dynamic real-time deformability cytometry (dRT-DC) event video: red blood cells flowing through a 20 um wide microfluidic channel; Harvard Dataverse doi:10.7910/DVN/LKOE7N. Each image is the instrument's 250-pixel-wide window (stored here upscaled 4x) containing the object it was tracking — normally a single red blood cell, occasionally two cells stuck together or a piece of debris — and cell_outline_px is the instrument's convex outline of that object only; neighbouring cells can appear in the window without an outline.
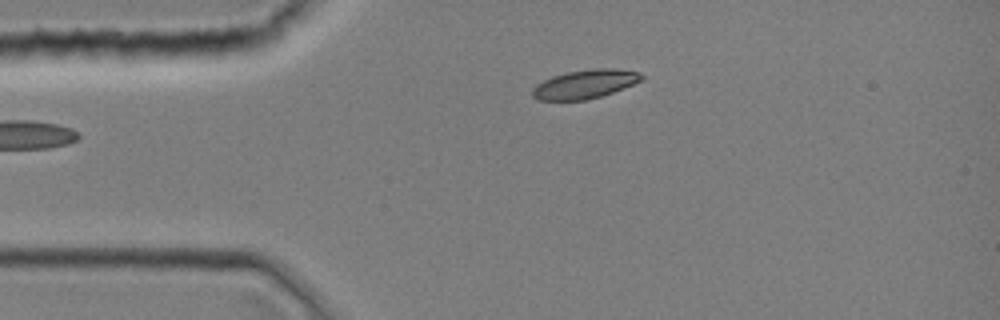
{"species": "common noctule bat (a hibernating species)", "species_latin": "Nyctalus noctula", "temperature_condition": "room temperature", "stored_images_in_passage": 4, "camera_frame_rate_fps": 3000, "um_per_image_px": 0.085, "animal": {"sex": "female", "body_mass_g": 19.0, "forearm_length_mm": 51.5}, "frame": {"image": 1, "passage_image": 2, "time_ms": 0.333, "image_size_px": [1000, 320], "cell_outline_px": [[644, 80], [612, 92], [600, 96], [584, 100], [536, 100], [532, 96], [532, 88], [536, 84], [552, 76], [568, 72], [596, 68], [612, 68], [640, 72], [644, 76]], "centroid_in_image_um": [49.72, 7.15], "position_along_channel_um": 35.3, "area_um2": 18.26}}